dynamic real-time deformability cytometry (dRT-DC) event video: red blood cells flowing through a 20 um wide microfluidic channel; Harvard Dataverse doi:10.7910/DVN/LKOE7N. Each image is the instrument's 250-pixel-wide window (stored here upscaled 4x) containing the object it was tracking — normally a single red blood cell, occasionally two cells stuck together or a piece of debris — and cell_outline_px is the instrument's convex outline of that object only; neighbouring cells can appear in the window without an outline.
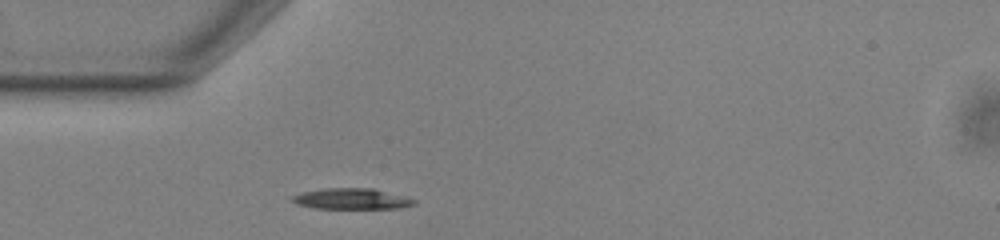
{"species": "common noctule bat (a hibernating species)", "species_latin": "Nyctalus noctula", "temperature_condition": "warm", "stored_images_in_passage": 39, "camera_frame_rate_fps": 3000, "um_per_image_px": 0.085, "animal": {"sex": "male", "body_mass_g": 13.0, "forearm_length_mm": 53.1}, "frame": {"image": 1, "passage_image": 1, "time_ms": 0.0, "image_size_px": [1000, 240], "cell_outline_px": [[416, 204], [396, 208], [312, 208], [296, 204], [292, 200], [292, 196], [300, 192], [324, 188], [372, 188], [408, 196], [416, 200]], "centroid_in_image_um": [29.89, 16.89], "position_along_channel_um": 55.1, "area_um2": 14.91}}
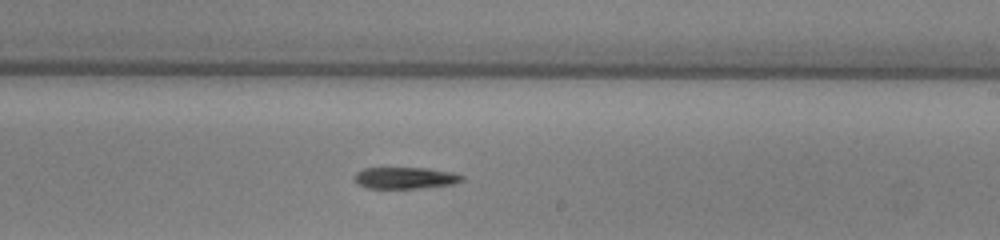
{"frame": {"image": 2, "passage_image": 17, "time_ms": 5.333, "image_size_px": [1000, 240], "cell_outline_px": [[464, 180], [456, 184], [420, 188], [368, 188], [356, 184], [352, 180], [352, 176], [356, 172], [364, 168], [428, 168], [452, 172], [464, 176]], "centroid_in_image_um": [34.42, 15.13], "position_along_channel_um": 254.6, "area_um2": 13.81}}
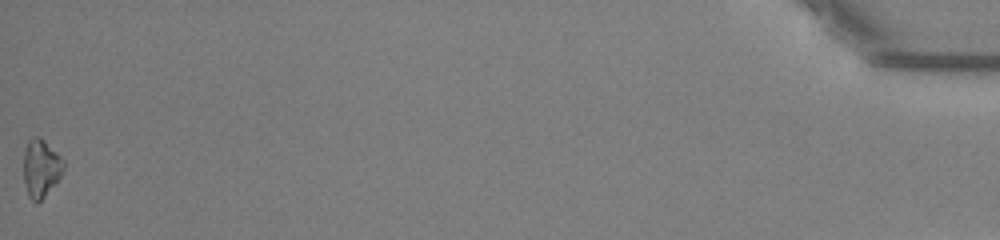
{"frame": {"image": 3, "passage_image": 39, "time_ms": 12.667, "image_size_px": [1000, 240], "cell_outline_px": [[64, 168], [56, 184], [36, 204], [28, 196], [24, 184], [24, 152], [28, 140], [32, 136], [40, 136], [64, 160]], "centroid_in_image_um": [3.47, 14.29], "position_along_channel_um": 431.7, "area_um2": 13.53}, "authors_computed_cell_mechanics": {"area_um2": 13.9876, "velocity_mm_per_s": 3.8499, "shape_relaxation_time_tau1_ms": 4.6661, "shape_relaxation_time_tau2_ms": null, "deformation_change_tau1": 0.1273, "deformation_change_tau2": null}}